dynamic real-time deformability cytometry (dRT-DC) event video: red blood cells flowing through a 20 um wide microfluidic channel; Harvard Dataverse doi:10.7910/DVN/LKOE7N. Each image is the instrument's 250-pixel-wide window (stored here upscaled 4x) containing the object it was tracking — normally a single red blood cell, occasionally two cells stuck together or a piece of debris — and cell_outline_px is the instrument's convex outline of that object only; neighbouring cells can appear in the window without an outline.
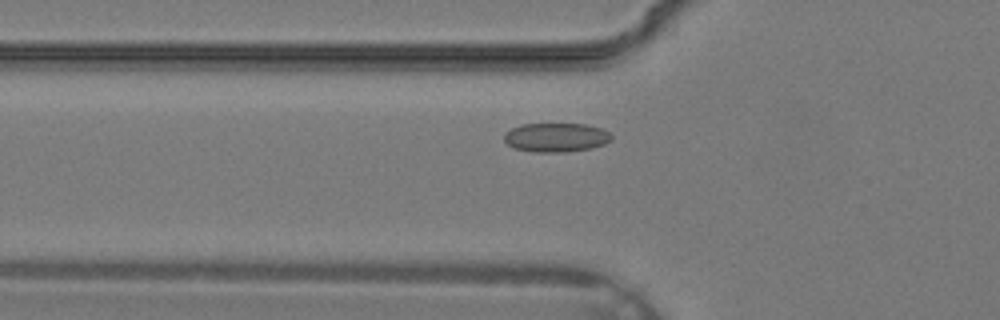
{"species": "common noctule bat (a hibernating species)", "species_latin": "Nyctalus noctula", "temperature_condition": "warm", "stored_images_in_passage": 28, "camera_frame_rate_fps": 3000, "um_per_image_px": 0.085, "animal": {"sex": "male", "body_mass_g": 19.2, "forearm_length_mm": 51.8}, "frame": {"image": 1, "passage_image": 5, "time_ms": 1.333, "image_size_px": [1000, 320], "cell_outline_px": [[612, 140], [604, 144], [592, 148], [568, 152], [532, 152], [512, 148], [504, 140], [504, 136], [512, 128], [520, 124], [584, 124], [600, 128], [608, 132], [612, 136]], "centroid_in_image_um": [47.26, 11.69], "position_along_channel_um": 78.5, "area_um2": 18.21}}
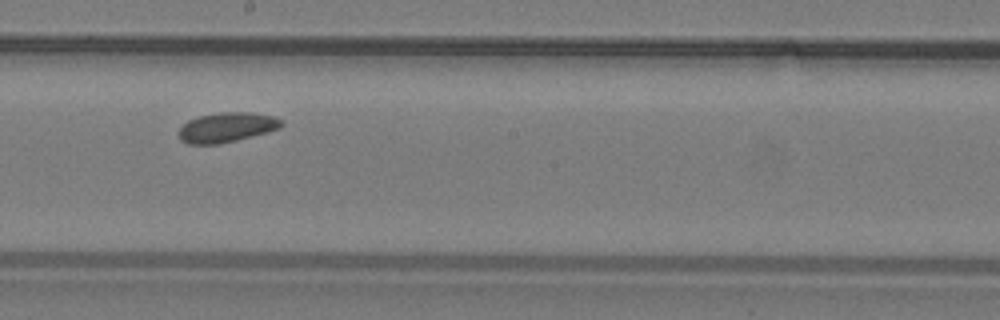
{"frame": {"image": 2, "passage_image": 13, "time_ms": 4.0, "image_size_px": [1000, 320], "cell_outline_px": [[284, 124], [280, 128], [268, 132], [220, 144], [188, 144], [180, 140], [180, 128], [188, 120], [200, 116], [220, 112], [252, 112], [272, 116], [284, 120]], "centroid_in_image_um": [19.31, 10.82], "position_along_channel_um": 228.9, "area_um2": 17.8}}
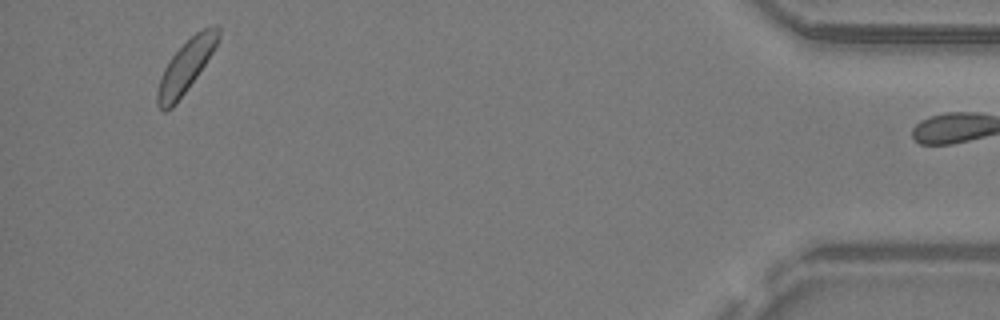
{"frame": {"image": 3, "passage_image": 27, "time_ms": 8.667, "image_size_px": [1000, 320], "cell_outline_px": [[220, 40], [188, 88], [176, 104], [172, 108], [164, 112], [156, 104], [156, 92], [164, 68], [172, 56], [196, 32], [204, 28], [216, 24], [220, 28]], "centroid_in_image_um": [15.79, 5.65], "position_along_channel_um": 419.4, "area_um2": 18.21}}